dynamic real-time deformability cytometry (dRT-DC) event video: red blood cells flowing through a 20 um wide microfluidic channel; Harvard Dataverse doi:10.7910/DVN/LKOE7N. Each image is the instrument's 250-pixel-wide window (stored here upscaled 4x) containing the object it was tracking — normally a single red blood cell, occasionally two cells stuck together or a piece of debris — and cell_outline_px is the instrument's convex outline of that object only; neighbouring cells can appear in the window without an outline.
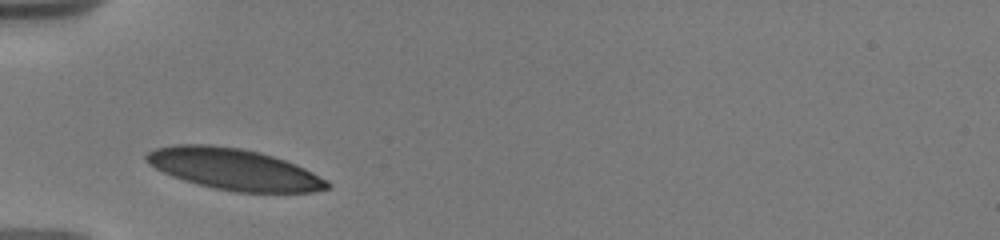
{"species": "human", "species_latin": "Homo sapiens", "temperature_condition": "warm", "stored_images_in_passage": 3, "camera_frame_rate_fps": 3000, "um_per_image_px": 0.085, "donor": {"sex": "male"}, "frame": {"image": 1, "passage_image": 1, "time_ms": 0.0, "image_size_px": [1000, 240], "cell_outline_px": [[332, 184], [328, 188], [312, 192], [236, 192], [216, 188], [184, 180], [172, 176], [148, 164], [144, 160], [144, 156], [148, 152], [156, 148], [176, 144], [208, 144], [240, 148], [260, 152], [296, 164], [328, 180]], "centroid_in_image_um": [19.89, 14.37], "position_along_channel_um": 65.1, "area_um2": 43.29}}
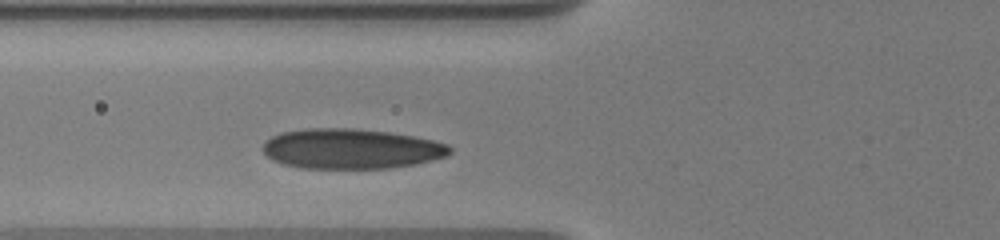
{"frame": {"image": 2, "passage_image": 3, "time_ms": 1.0, "image_size_px": [1000, 240], "cell_outline_px": [[452, 152], [448, 156], [416, 164], [388, 168], [300, 168], [284, 164], [272, 160], [260, 148], [264, 140], [280, 132], [308, 128], [352, 128], [388, 132], [412, 136], [432, 140], [448, 144], [452, 148]], "centroid_in_image_um": [29.82, 12.64], "position_along_channel_um": 96.0, "area_um2": 43.93}}